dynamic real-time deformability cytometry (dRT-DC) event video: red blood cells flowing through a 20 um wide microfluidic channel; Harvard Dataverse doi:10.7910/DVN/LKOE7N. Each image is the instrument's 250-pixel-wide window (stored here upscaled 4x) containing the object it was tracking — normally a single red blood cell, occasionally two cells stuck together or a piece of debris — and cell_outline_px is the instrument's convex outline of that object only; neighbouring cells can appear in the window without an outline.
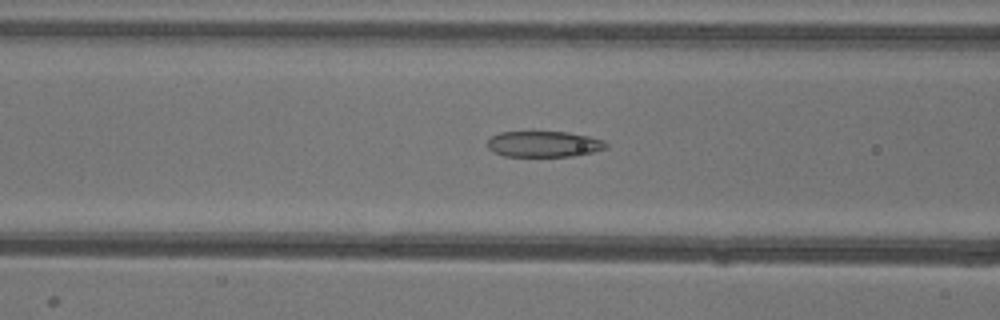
{"species": "common noctule bat (a hibernating species)", "species_latin": "Nyctalus noctula", "temperature_condition": "warm", "stored_images_in_passage": 51, "camera_frame_rate_fps": 3000, "um_per_image_px": 0.085, "animal": {"sex": "female"}, "frame": {"image": 1, "passage_image": 19, "time_ms": 6.0, "image_size_px": [1000, 320], "cell_outline_px": [[608, 148], [592, 152], [572, 156], [504, 156], [492, 152], [488, 148], [488, 140], [492, 136], [500, 132], [568, 132], [588, 136], [604, 140], [608, 144]], "centroid_in_image_um": [46.24, 12.25], "position_along_channel_um": 120.4, "area_um2": 17.92}}
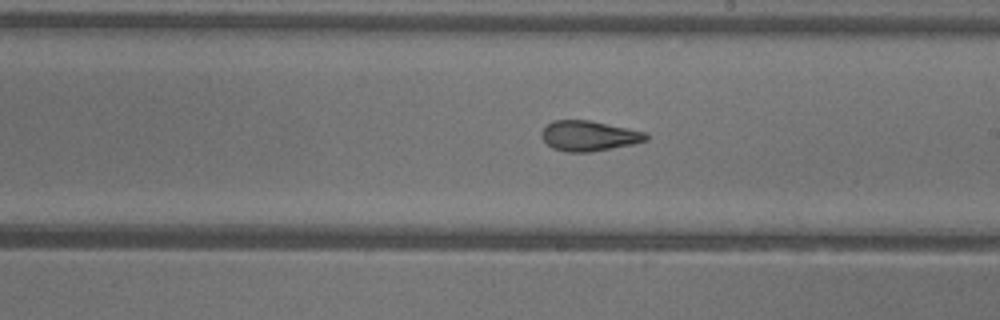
{"frame": {"image": 2, "passage_image": 28, "time_ms": 9.0, "image_size_px": [1000, 320], "cell_outline_px": [[648, 140], [632, 144], [612, 148], [588, 152], [564, 152], [552, 148], [540, 136], [540, 132], [552, 120], [592, 120], [648, 132]], "centroid_in_image_um": [50.07, 11.54], "position_along_channel_um": 238.9, "area_um2": 18.61}}
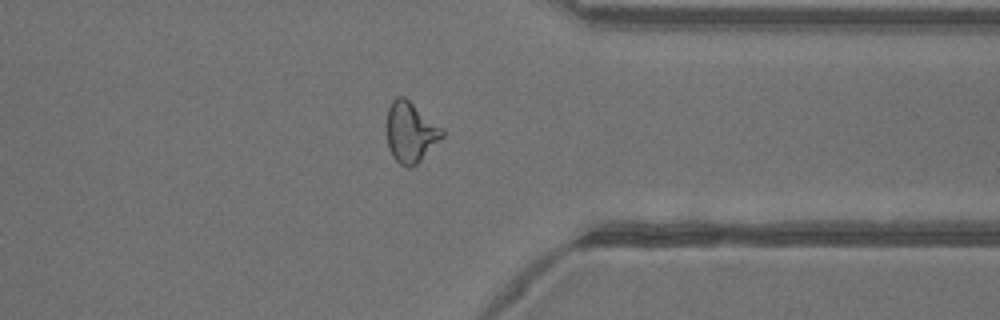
{"frame": {"image": 3, "passage_image": 39, "time_ms": 12.667, "image_size_px": [1000, 320], "cell_outline_px": [[444, 136], [416, 164], [408, 168], [400, 164], [392, 156], [388, 148], [388, 108], [392, 100], [396, 96], [404, 96], [444, 128]], "centroid_in_image_um": [34.92, 11.22], "position_along_channel_um": 376.5, "area_um2": 19.42}, "authors_computed_cell_mechanics": {"area_um2": 19.8254, "velocity_mm_per_s": 3.9525, "shape_relaxation_time_tau1_ms": 9.6226, "shape_relaxation_time_tau2_ms": 1.6351, "deformation_change_tau1": 0.2623, "deformation_change_tau2": 0.0976}}